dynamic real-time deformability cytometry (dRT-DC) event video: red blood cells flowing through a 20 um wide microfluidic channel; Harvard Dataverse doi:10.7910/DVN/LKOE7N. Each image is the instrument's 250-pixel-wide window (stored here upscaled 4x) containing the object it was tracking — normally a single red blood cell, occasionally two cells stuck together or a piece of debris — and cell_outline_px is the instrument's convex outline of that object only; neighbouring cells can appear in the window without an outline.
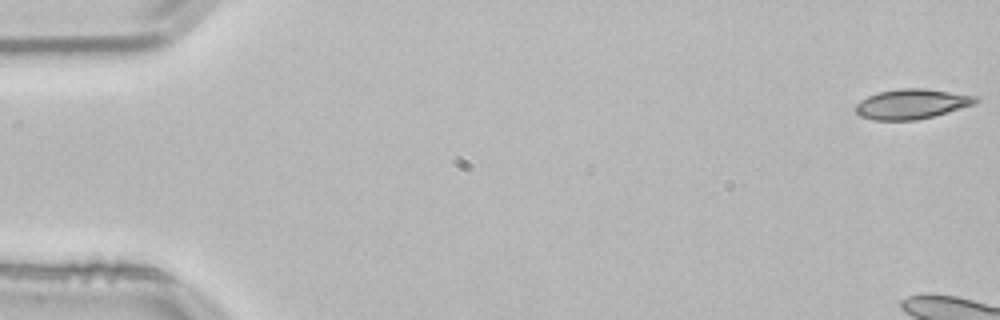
{"species": "common noctule bat (a hibernating species)", "species_latin": "Nyctalus noctula", "temperature_condition": "room temperature", "stored_images_in_passage": 13, "camera_frame_rate_fps": 3000, "um_per_image_px": 0.085, "animal": {"sex": "male", "body_mass_g": 21.5, "forearm_length_mm": 52.0}, "frame": {"image": 1, "passage_image": 1, "time_ms": 0.0, "image_size_px": [1000, 320], "cell_outline_px": [[980, 100], [976, 104], [948, 112], [916, 120], [872, 120], [860, 116], [852, 108], [860, 100], [868, 96], [880, 92], [900, 88], [924, 88], [980, 96]], "centroid_in_image_um": [77.51, 8.83], "position_along_channel_um": 7.5, "area_um2": 21.15}}